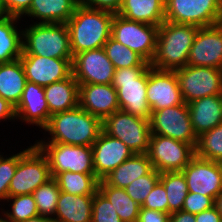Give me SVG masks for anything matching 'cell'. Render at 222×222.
I'll return each instance as SVG.
<instances>
[{"label": "cell", "instance_id": "20", "mask_svg": "<svg viewBox=\"0 0 222 222\" xmlns=\"http://www.w3.org/2000/svg\"><path fill=\"white\" fill-rule=\"evenodd\" d=\"M79 106L101 120L120 110L117 91L111 84L79 85Z\"/></svg>", "mask_w": 222, "mask_h": 222}, {"label": "cell", "instance_id": "47", "mask_svg": "<svg viewBox=\"0 0 222 222\" xmlns=\"http://www.w3.org/2000/svg\"><path fill=\"white\" fill-rule=\"evenodd\" d=\"M169 222H196V221L194 214L180 210L172 212L170 214Z\"/></svg>", "mask_w": 222, "mask_h": 222}, {"label": "cell", "instance_id": "22", "mask_svg": "<svg viewBox=\"0 0 222 222\" xmlns=\"http://www.w3.org/2000/svg\"><path fill=\"white\" fill-rule=\"evenodd\" d=\"M187 105L194 131L198 137L222 124V95L206 96Z\"/></svg>", "mask_w": 222, "mask_h": 222}, {"label": "cell", "instance_id": "3", "mask_svg": "<svg viewBox=\"0 0 222 222\" xmlns=\"http://www.w3.org/2000/svg\"><path fill=\"white\" fill-rule=\"evenodd\" d=\"M197 26L164 21L158 30L155 55L150 66L174 71L186 66Z\"/></svg>", "mask_w": 222, "mask_h": 222}, {"label": "cell", "instance_id": "34", "mask_svg": "<svg viewBox=\"0 0 222 222\" xmlns=\"http://www.w3.org/2000/svg\"><path fill=\"white\" fill-rule=\"evenodd\" d=\"M196 156L214 162H222V124L198 137Z\"/></svg>", "mask_w": 222, "mask_h": 222}, {"label": "cell", "instance_id": "27", "mask_svg": "<svg viewBox=\"0 0 222 222\" xmlns=\"http://www.w3.org/2000/svg\"><path fill=\"white\" fill-rule=\"evenodd\" d=\"M152 169L147 154L134 153L102 180L109 186L125 188L133 180L148 174Z\"/></svg>", "mask_w": 222, "mask_h": 222}, {"label": "cell", "instance_id": "14", "mask_svg": "<svg viewBox=\"0 0 222 222\" xmlns=\"http://www.w3.org/2000/svg\"><path fill=\"white\" fill-rule=\"evenodd\" d=\"M73 76L81 84H111L115 72L104 48L76 54L72 62Z\"/></svg>", "mask_w": 222, "mask_h": 222}, {"label": "cell", "instance_id": "36", "mask_svg": "<svg viewBox=\"0 0 222 222\" xmlns=\"http://www.w3.org/2000/svg\"><path fill=\"white\" fill-rule=\"evenodd\" d=\"M6 200L8 202L9 200L13 201L11 205L12 211H2L4 212L3 215H5V217L11 222H23L39 215L37 205L32 194L12 196L8 197Z\"/></svg>", "mask_w": 222, "mask_h": 222}, {"label": "cell", "instance_id": "23", "mask_svg": "<svg viewBox=\"0 0 222 222\" xmlns=\"http://www.w3.org/2000/svg\"><path fill=\"white\" fill-rule=\"evenodd\" d=\"M93 197L94 195H75L61 191L52 219L54 222H91Z\"/></svg>", "mask_w": 222, "mask_h": 222}, {"label": "cell", "instance_id": "4", "mask_svg": "<svg viewBox=\"0 0 222 222\" xmlns=\"http://www.w3.org/2000/svg\"><path fill=\"white\" fill-rule=\"evenodd\" d=\"M22 32V55L73 59L67 24L35 22Z\"/></svg>", "mask_w": 222, "mask_h": 222}, {"label": "cell", "instance_id": "30", "mask_svg": "<svg viewBox=\"0 0 222 222\" xmlns=\"http://www.w3.org/2000/svg\"><path fill=\"white\" fill-rule=\"evenodd\" d=\"M98 190L112 203L122 222H137L141 205L135 202L124 188L109 186L99 180Z\"/></svg>", "mask_w": 222, "mask_h": 222}, {"label": "cell", "instance_id": "1", "mask_svg": "<svg viewBox=\"0 0 222 222\" xmlns=\"http://www.w3.org/2000/svg\"><path fill=\"white\" fill-rule=\"evenodd\" d=\"M43 129L51 136L47 143L92 146L102 131V120L78 105L51 115Z\"/></svg>", "mask_w": 222, "mask_h": 222}, {"label": "cell", "instance_id": "45", "mask_svg": "<svg viewBox=\"0 0 222 222\" xmlns=\"http://www.w3.org/2000/svg\"><path fill=\"white\" fill-rule=\"evenodd\" d=\"M221 220L222 218L215 206L195 214L196 222H220Z\"/></svg>", "mask_w": 222, "mask_h": 222}, {"label": "cell", "instance_id": "31", "mask_svg": "<svg viewBox=\"0 0 222 222\" xmlns=\"http://www.w3.org/2000/svg\"><path fill=\"white\" fill-rule=\"evenodd\" d=\"M60 191L75 195H94L98 191L99 179L95 173L65 171L54 178Z\"/></svg>", "mask_w": 222, "mask_h": 222}, {"label": "cell", "instance_id": "49", "mask_svg": "<svg viewBox=\"0 0 222 222\" xmlns=\"http://www.w3.org/2000/svg\"><path fill=\"white\" fill-rule=\"evenodd\" d=\"M214 206L216 207L217 211L219 212L222 218V191L215 198Z\"/></svg>", "mask_w": 222, "mask_h": 222}, {"label": "cell", "instance_id": "37", "mask_svg": "<svg viewBox=\"0 0 222 222\" xmlns=\"http://www.w3.org/2000/svg\"><path fill=\"white\" fill-rule=\"evenodd\" d=\"M159 180L160 173L153 168L148 174L133 180L124 189L135 202L142 205Z\"/></svg>", "mask_w": 222, "mask_h": 222}, {"label": "cell", "instance_id": "5", "mask_svg": "<svg viewBox=\"0 0 222 222\" xmlns=\"http://www.w3.org/2000/svg\"><path fill=\"white\" fill-rule=\"evenodd\" d=\"M147 83L148 67L116 69L111 85L117 91L120 110L150 121Z\"/></svg>", "mask_w": 222, "mask_h": 222}, {"label": "cell", "instance_id": "10", "mask_svg": "<svg viewBox=\"0 0 222 222\" xmlns=\"http://www.w3.org/2000/svg\"><path fill=\"white\" fill-rule=\"evenodd\" d=\"M159 26L128 20L114 14L111 37L151 62L156 51Z\"/></svg>", "mask_w": 222, "mask_h": 222}, {"label": "cell", "instance_id": "24", "mask_svg": "<svg viewBox=\"0 0 222 222\" xmlns=\"http://www.w3.org/2000/svg\"><path fill=\"white\" fill-rule=\"evenodd\" d=\"M44 91L50 115L79 105V84L73 74L65 80L45 86Z\"/></svg>", "mask_w": 222, "mask_h": 222}, {"label": "cell", "instance_id": "48", "mask_svg": "<svg viewBox=\"0 0 222 222\" xmlns=\"http://www.w3.org/2000/svg\"><path fill=\"white\" fill-rule=\"evenodd\" d=\"M23 222H54V220L52 218L37 215V216L27 219Z\"/></svg>", "mask_w": 222, "mask_h": 222}, {"label": "cell", "instance_id": "46", "mask_svg": "<svg viewBox=\"0 0 222 222\" xmlns=\"http://www.w3.org/2000/svg\"><path fill=\"white\" fill-rule=\"evenodd\" d=\"M2 119H17L15 107H13L7 100L0 97V120Z\"/></svg>", "mask_w": 222, "mask_h": 222}, {"label": "cell", "instance_id": "39", "mask_svg": "<svg viewBox=\"0 0 222 222\" xmlns=\"http://www.w3.org/2000/svg\"><path fill=\"white\" fill-rule=\"evenodd\" d=\"M19 161V153L4 158L0 155V200L8 198V189Z\"/></svg>", "mask_w": 222, "mask_h": 222}, {"label": "cell", "instance_id": "9", "mask_svg": "<svg viewBox=\"0 0 222 222\" xmlns=\"http://www.w3.org/2000/svg\"><path fill=\"white\" fill-rule=\"evenodd\" d=\"M165 21L209 27L222 23V0H165Z\"/></svg>", "mask_w": 222, "mask_h": 222}, {"label": "cell", "instance_id": "29", "mask_svg": "<svg viewBox=\"0 0 222 222\" xmlns=\"http://www.w3.org/2000/svg\"><path fill=\"white\" fill-rule=\"evenodd\" d=\"M19 19L7 16L0 21V63L16 61L23 53V32L15 26Z\"/></svg>", "mask_w": 222, "mask_h": 222}, {"label": "cell", "instance_id": "8", "mask_svg": "<svg viewBox=\"0 0 222 222\" xmlns=\"http://www.w3.org/2000/svg\"><path fill=\"white\" fill-rule=\"evenodd\" d=\"M35 145L46 156L52 178L65 171L95 173L91 146L46 143L43 140Z\"/></svg>", "mask_w": 222, "mask_h": 222}, {"label": "cell", "instance_id": "43", "mask_svg": "<svg viewBox=\"0 0 222 222\" xmlns=\"http://www.w3.org/2000/svg\"><path fill=\"white\" fill-rule=\"evenodd\" d=\"M8 16L21 18L29 11L32 0H1Z\"/></svg>", "mask_w": 222, "mask_h": 222}, {"label": "cell", "instance_id": "42", "mask_svg": "<svg viewBox=\"0 0 222 222\" xmlns=\"http://www.w3.org/2000/svg\"><path fill=\"white\" fill-rule=\"evenodd\" d=\"M123 0H80V3L88 8L107 11L118 14Z\"/></svg>", "mask_w": 222, "mask_h": 222}, {"label": "cell", "instance_id": "33", "mask_svg": "<svg viewBox=\"0 0 222 222\" xmlns=\"http://www.w3.org/2000/svg\"><path fill=\"white\" fill-rule=\"evenodd\" d=\"M103 48L107 54V57L112 62L115 70L129 67L150 66V63L147 62L142 56L116 41L112 37L107 40Z\"/></svg>", "mask_w": 222, "mask_h": 222}, {"label": "cell", "instance_id": "16", "mask_svg": "<svg viewBox=\"0 0 222 222\" xmlns=\"http://www.w3.org/2000/svg\"><path fill=\"white\" fill-rule=\"evenodd\" d=\"M27 81L45 87L65 80L73 74V59H57L38 55H21L19 58Z\"/></svg>", "mask_w": 222, "mask_h": 222}, {"label": "cell", "instance_id": "28", "mask_svg": "<svg viewBox=\"0 0 222 222\" xmlns=\"http://www.w3.org/2000/svg\"><path fill=\"white\" fill-rule=\"evenodd\" d=\"M27 79L20 59L0 63V97L13 107L20 102Z\"/></svg>", "mask_w": 222, "mask_h": 222}, {"label": "cell", "instance_id": "40", "mask_svg": "<svg viewBox=\"0 0 222 222\" xmlns=\"http://www.w3.org/2000/svg\"><path fill=\"white\" fill-rule=\"evenodd\" d=\"M141 207L169 213V204L163 184L158 181L150 191Z\"/></svg>", "mask_w": 222, "mask_h": 222}, {"label": "cell", "instance_id": "35", "mask_svg": "<svg viewBox=\"0 0 222 222\" xmlns=\"http://www.w3.org/2000/svg\"><path fill=\"white\" fill-rule=\"evenodd\" d=\"M60 192L57 181L52 178L32 193L40 216L52 218L50 216L55 215Z\"/></svg>", "mask_w": 222, "mask_h": 222}, {"label": "cell", "instance_id": "21", "mask_svg": "<svg viewBox=\"0 0 222 222\" xmlns=\"http://www.w3.org/2000/svg\"><path fill=\"white\" fill-rule=\"evenodd\" d=\"M16 118L44 128L50 119L44 87L27 81L20 102L15 107Z\"/></svg>", "mask_w": 222, "mask_h": 222}, {"label": "cell", "instance_id": "12", "mask_svg": "<svg viewBox=\"0 0 222 222\" xmlns=\"http://www.w3.org/2000/svg\"><path fill=\"white\" fill-rule=\"evenodd\" d=\"M174 71L185 103L206 96L222 95V69L186 65Z\"/></svg>", "mask_w": 222, "mask_h": 222}, {"label": "cell", "instance_id": "51", "mask_svg": "<svg viewBox=\"0 0 222 222\" xmlns=\"http://www.w3.org/2000/svg\"><path fill=\"white\" fill-rule=\"evenodd\" d=\"M0 222H11V221H9L5 216H4V218H0Z\"/></svg>", "mask_w": 222, "mask_h": 222}, {"label": "cell", "instance_id": "15", "mask_svg": "<svg viewBox=\"0 0 222 222\" xmlns=\"http://www.w3.org/2000/svg\"><path fill=\"white\" fill-rule=\"evenodd\" d=\"M188 191L212 197L222 191V165L220 162L195 156L182 170Z\"/></svg>", "mask_w": 222, "mask_h": 222}, {"label": "cell", "instance_id": "32", "mask_svg": "<svg viewBox=\"0 0 222 222\" xmlns=\"http://www.w3.org/2000/svg\"><path fill=\"white\" fill-rule=\"evenodd\" d=\"M166 191L169 204V214L183 208L187 196L188 186L182 171L160 173L159 180Z\"/></svg>", "mask_w": 222, "mask_h": 222}, {"label": "cell", "instance_id": "17", "mask_svg": "<svg viewBox=\"0 0 222 222\" xmlns=\"http://www.w3.org/2000/svg\"><path fill=\"white\" fill-rule=\"evenodd\" d=\"M186 65L222 69V23L198 28Z\"/></svg>", "mask_w": 222, "mask_h": 222}, {"label": "cell", "instance_id": "41", "mask_svg": "<svg viewBox=\"0 0 222 222\" xmlns=\"http://www.w3.org/2000/svg\"><path fill=\"white\" fill-rule=\"evenodd\" d=\"M214 202L215 200L212 197L199 193L188 192L182 211L195 215L204 210L212 208L214 206Z\"/></svg>", "mask_w": 222, "mask_h": 222}, {"label": "cell", "instance_id": "50", "mask_svg": "<svg viewBox=\"0 0 222 222\" xmlns=\"http://www.w3.org/2000/svg\"><path fill=\"white\" fill-rule=\"evenodd\" d=\"M8 16V14L6 13L3 5H2V1L0 0V21L3 20L4 18H6Z\"/></svg>", "mask_w": 222, "mask_h": 222}, {"label": "cell", "instance_id": "2", "mask_svg": "<svg viewBox=\"0 0 222 222\" xmlns=\"http://www.w3.org/2000/svg\"><path fill=\"white\" fill-rule=\"evenodd\" d=\"M113 17V13L91 9L80 3L66 23L73 57L83 51L104 47L111 37Z\"/></svg>", "mask_w": 222, "mask_h": 222}, {"label": "cell", "instance_id": "13", "mask_svg": "<svg viewBox=\"0 0 222 222\" xmlns=\"http://www.w3.org/2000/svg\"><path fill=\"white\" fill-rule=\"evenodd\" d=\"M151 135L170 137L193 145L196 148V135L187 103L151 111Z\"/></svg>", "mask_w": 222, "mask_h": 222}, {"label": "cell", "instance_id": "25", "mask_svg": "<svg viewBox=\"0 0 222 222\" xmlns=\"http://www.w3.org/2000/svg\"><path fill=\"white\" fill-rule=\"evenodd\" d=\"M118 15L131 21L160 26L165 21V0H123Z\"/></svg>", "mask_w": 222, "mask_h": 222}, {"label": "cell", "instance_id": "18", "mask_svg": "<svg viewBox=\"0 0 222 222\" xmlns=\"http://www.w3.org/2000/svg\"><path fill=\"white\" fill-rule=\"evenodd\" d=\"M147 101L151 111L184 103L175 71L148 67Z\"/></svg>", "mask_w": 222, "mask_h": 222}, {"label": "cell", "instance_id": "11", "mask_svg": "<svg viewBox=\"0 0 222 222\" xmlns=\"http://www.w3.org/2000/svg\"><path fill=\"white\" fill-rule=\"evenodd\" d=\"M159 173L182 171L196 156L193 145L161 135H151L146 153Z\"/></svg>", "mask_w": 222, "mask_h": 222}, {"label": "cell", "instance_id": "19", "mask_svg": "<svg viewBox=\"0 0 222 222\" xmlns=\"http://www.w3.org/2000/svg\"><path fill=\"white\" fill-rule=\"evenodd\" d=\"M91 147L95 175L99 180L134 154L121 140L103 131Z\"/></svg>", "mask_w": 222, "mask_h": 222}, {"label": "cell", "instance_id": "38", "mask_svg": "<svg viewBox=\"0 0 222 222\" xmlns=\"http://www.w3.org/2000/svg\"><path fill=\"white\" fill-rule=\"evenodd\" d=\"M91 222H122L112 203L99 190L93 197Z\"/></svg>", "mask_w": 222, "mask_h": 222}, {"label": "cell", "instance_id": "44", "mask_svg": "<svg viewBox=\"0 0 222 222\" xmlns=\"http://www.w3.org/2000/svg\"><path fill=\"white\" fill-rule=\"evenodd\" d=\"M169 213L140 207L137 222H169Z\"/></svg>", "mask_w": 222, "mask_h": 222}, {"label": "cell", "instance_id": "26", "mask_svg": "<svg viewBox=\"0 0 222 222\" xmlns=\"http://www.w3.org/2000/svg\"><path fill=\"white\" fill-rule=\"evenodd\" d=\"M79 4L80 0H32L25 15L42 20L38 23L66 24Z\"/></svg>", "mask_w": 222, "mask_h": 222}, {"label": "cell", "instance_id": "7", "mask_svg": "<svg viewBox=\"0 0 222 222\" xmlns=\"http://www.w3.org/2000/svg\"><path fill=\"white\" fill-rule=\"evenodd\" d=\"M102 131L121 140L133 153L148 152L151 136L149 120L118 110L102 120Z\"/></svg>", "mask_w": 222, "mask_h": 222}, {"label": "cell", "instance_id": "6", "mask_svg": "<svg viewBox=\"0 0 222 222\" xmlns=\"http://www.w3.org/2000/svg\"><path fill=\"white\" fill-rule=\"evenodd\" d=\"M52 179L46 156L34 144L19 152V161L11 179L8 197L32 194Z\"/></svg>", "mask_w": 222, "mask_h": 222}]
</instances>
